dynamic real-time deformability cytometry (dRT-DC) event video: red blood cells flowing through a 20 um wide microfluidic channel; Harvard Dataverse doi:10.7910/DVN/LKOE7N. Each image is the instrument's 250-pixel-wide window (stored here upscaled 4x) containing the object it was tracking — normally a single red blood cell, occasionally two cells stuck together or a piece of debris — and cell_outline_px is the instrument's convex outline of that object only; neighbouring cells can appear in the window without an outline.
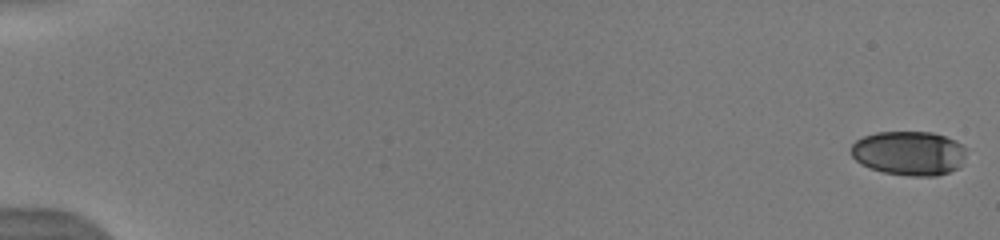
{"species": "human", "species_latin": "Homo sapiens", "temperature_condition": "warm", "stored_images_in_passage": 8, "camera_frame_rate_fps": 3000, "um_per_image_px": 0.085, "donor": {"sex": "male"}, "frame": {"image": 1, "passage_image": 1, "time_ms": 0.0, "image_size_px": [1000, 240], "cell_outline_px": [[964, 156], [960, 168], [936, 176], [908, 176], [884, 172], [868, 168], [860, 164], [852, 156], [852, 144], [856, 140], [864, 136], [876, 132], [932, 132], [956, 140], [964, 148]], "centroid_in_image_um": [77.25, 13.02], "position_along_channel_um": 7.7, "area_um2": 29.77}}
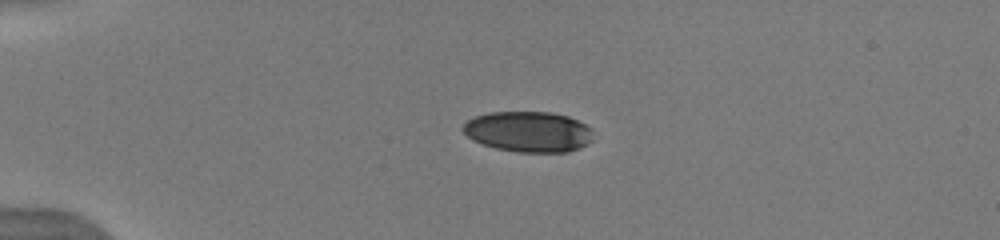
{"frame": {"image": 2, "passage_image": 7, "time_ms": 4.333, "image_size_px": [1000, 240], "cell_outline_px": [[592, 140], [588, 144], [580, 148], [568, 152], [516, 152], [496, 148], [484, 144], [468, 136], [460, 128], [468, 120], [476, 116], [488, 112], [552, 112], [568, 116], [592, 128]], "centroid_in_image_um": [44.94, 11.19], "position_along_channel_um": 40.1, "area_um2": 30.81}}